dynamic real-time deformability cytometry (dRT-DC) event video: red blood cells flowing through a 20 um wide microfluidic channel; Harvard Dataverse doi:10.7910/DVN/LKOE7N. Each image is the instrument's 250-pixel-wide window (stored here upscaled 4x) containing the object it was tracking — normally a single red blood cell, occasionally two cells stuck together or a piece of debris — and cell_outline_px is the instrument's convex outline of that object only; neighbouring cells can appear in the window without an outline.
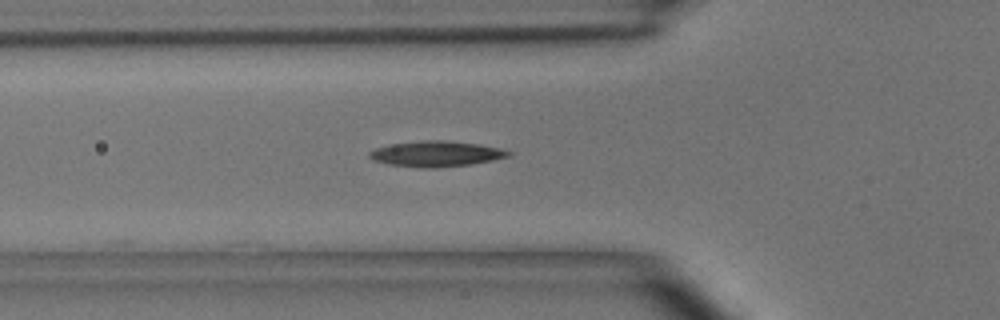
{"species": "common noctule bat (a hibernating species)", "species_latin": "Nyctalus noctula", "temperature_condition": "room temperature", "stored_images_in_passage": 3, "camera_frame_rate_fps": 3000, "um_per_image_px": 0.085, "animal": {"sex": "male", "body_mass_g": 15.6}, "frame": {"image": 1, "passage_image": 3, "time_ms": 2.333, "image_size_px": [1000, 320], "cell_outline_px": [[512, 156], [472, 164], [436, 168], [420, 168], [388, 164], [372, 160], [368, 156], [368, 152], [376, 148], [388, 144], [420, 140], [444, 140], [480, 144], [500, 148], [512, 152]], "centroid_in_image_um": [37.06, 13.07], "position_along_channel_um": 88.7, "area_um2": 21.04}}